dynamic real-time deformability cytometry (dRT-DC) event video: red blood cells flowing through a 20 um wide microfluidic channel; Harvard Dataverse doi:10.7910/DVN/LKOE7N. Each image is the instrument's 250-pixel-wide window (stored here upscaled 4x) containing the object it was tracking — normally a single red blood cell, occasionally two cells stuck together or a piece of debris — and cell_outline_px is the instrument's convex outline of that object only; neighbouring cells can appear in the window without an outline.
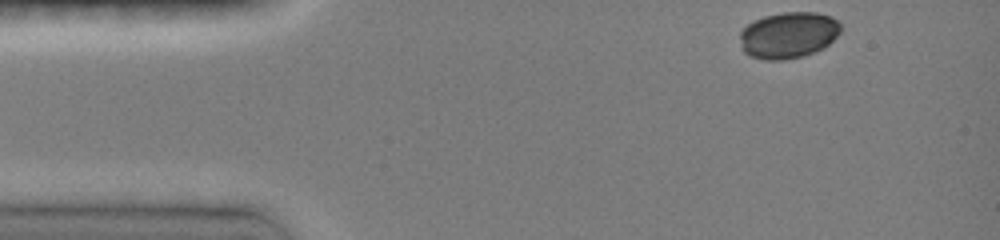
{"species": "common noctule bat (a hibernating species)", "species_latin": "Nyctalus noctula", "temperature_condition": "room temperature", "stored_images_in_passage": 38, "camera_frame_rate_fps": 3000, "um_per_image_px": 0.085, "animal": {"sex": "female", "body_mass_g": 19.0, "forearm_length_mm": 51.5}, "frame": {"image": 1, "passage_image": 1, "time_ms": 0.0, "image_size_px": [1000, 240], "cell_outline_px": [[840, 32], [824, 48], [804, 56], [784, 60], [764, 60], [748, 56], [744, 52], [740, 40], [740, 32], [752, 20], [764, 16], [784, 12], [816, 12], [832, 16], [840, 24]], "centroid_in_image_um": [67.0, 2.99], "position_along_channel_um": 18.0, "area_um2": 27.4}}
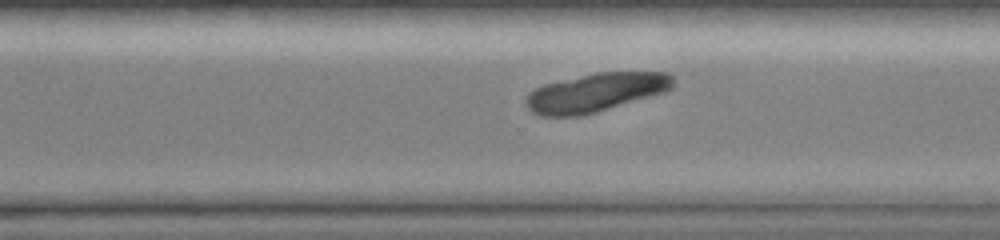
{"frame": {"image": 2, "passage_image": 29, "time_ms": 9.333, "image_size_px": [1000, 240], "cell_outline_px": [[672, 88], [664, 92], [596, 112], [580, 116], [540, 116], [532, 112], [524, 104], [524, 100], [528, 92], [544, 84], [596, 72], [668, 72], [672, 76]], "centroid_in_image_um": [50.59, 7.86], "position_along_channel_um": 320.0, "area_um2": 33.0}}
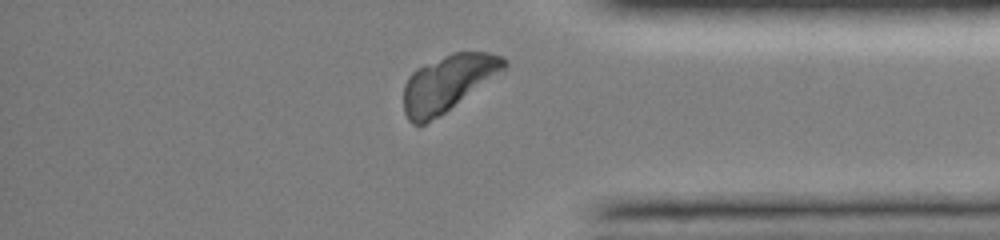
{"frame": {"image": 3, "passage_image": 35, "time_ms": 11.333, "image_size_px": [1000, 240], "cell_outline_px": [[508, 64], [504, 72], [440, 116], [424, 124], [412, 124], [408, 120], [404, 112], [404, 84], [408, 76], [416, 68], [452, 52], [488, 52], [504, 56], [508, 60]], "centroid_in_image_um": [38.11, 7.06], "position_along_channel_um": 397.1, "area_um2": 33.41}}